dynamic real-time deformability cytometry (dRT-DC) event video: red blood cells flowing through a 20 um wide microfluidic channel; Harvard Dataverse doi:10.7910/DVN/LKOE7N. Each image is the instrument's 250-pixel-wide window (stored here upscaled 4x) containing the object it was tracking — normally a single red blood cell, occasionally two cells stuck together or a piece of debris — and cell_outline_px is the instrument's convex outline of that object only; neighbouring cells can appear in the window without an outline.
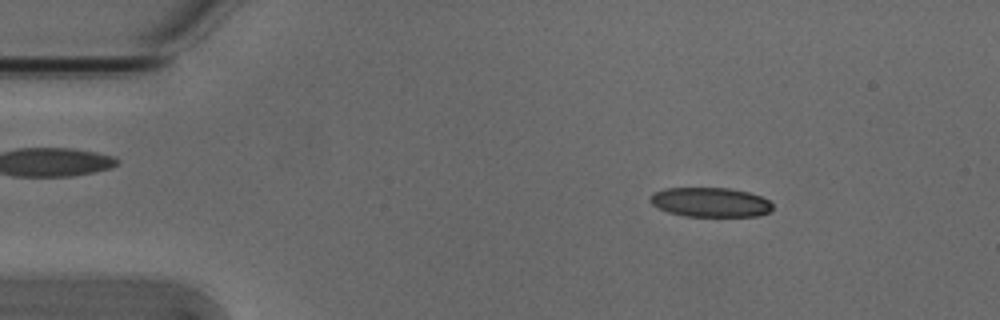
{"species": "Egyptian fruit bat (a non-hibernating species)", "species_latin": "Rousettus aegyptiacus", "temperature_condition": "cold", "stored_images_in_passage": 52, "camera_frame_rate_fps": 3000, "um_per_image_px": 0.085, "animal": {"sex": "male"}, "frame": {"image": 1, "passage_image": 7, "time_ms": 2.0, "image_size_px": [1000, 320], "cell_outline_px": [[772, 208], [768, 212], [756, 216], [684, 216], [668, 212], [652, 204], [648, 200], [648, 196], [652, 192], [664, 188], [728, 188], [748, 192], [760, 196], [768, 200], [772, 204]], "centroid_in_image_um": [60.32, 17.18], "position_along_channel_um": 24.7, "area_um2": 21.04}}
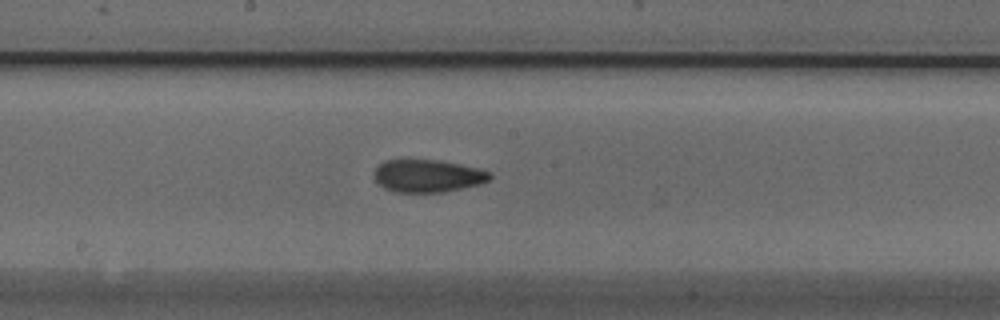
{"frame": {"image": 2, "passage_image": 27, "time_ms": 8.667, "image_size_px": [1000, 320], "cell_outline_px": [[492, 176], [488, 180], [480, 184], [464, 188], [444, 192], [392, 192], [384, 188], [376, 180], [376, 168], [384, 160], [404, 156], [408, 156], [440, 160], [480, 168], [492, 172]], "centroid_in_image_um": [36.35, 14.9], "position_along_channel_um": 211.9, "area_um2": 22.89}}
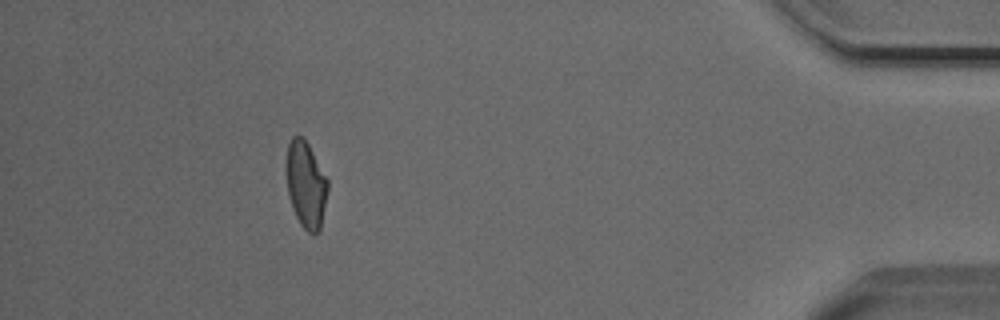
{"frame": {"image": 3, "passage_image": 47, "time_ms": 15.333, "image_size_px": [1000, 320], "cell_outline_px": [[328, 188], [320, 228], [316, 232], [308, 232], [300, 224], [296, 216], [288, 196], [288, 144], [292, 136], [300, 136], [308, 144], [328, 180]], "centroid_in_image_um": [26.02, 15.7], "position_along_channel_um": 409.2, "area_um2": 20.11}, "authors_computed_cell_mechanics": {"area_um2": 22.0218, "velocity_mm_per_s": 3.8462, "shape_relaxation_time_tau1_ms": 5.6586, "shape_relaxation_time_tau2_ms": 2.297, "deformation_change_tau1": 0.1538, "deformation_change_tau2": 0.0676}}